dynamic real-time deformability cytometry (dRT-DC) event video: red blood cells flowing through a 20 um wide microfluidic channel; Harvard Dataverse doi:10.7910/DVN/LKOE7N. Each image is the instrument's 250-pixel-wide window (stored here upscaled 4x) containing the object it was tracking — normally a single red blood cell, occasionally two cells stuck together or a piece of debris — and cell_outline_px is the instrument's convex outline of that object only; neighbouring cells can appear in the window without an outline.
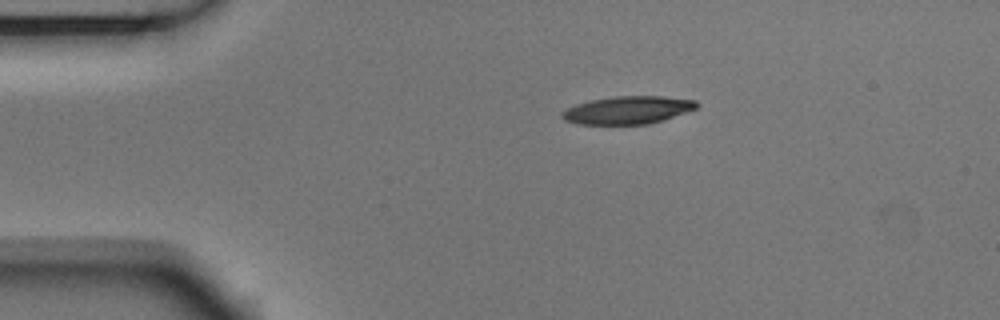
{"species": "Egyptian fruit bat (a non-hibernating species)", "species_latin": "Rousettus aegyptiacus", "temperature_condition": "room temperature", "stored_images_in_passage": 2, "camera_frame_rate_fps": 3000, "um_per_image_px": 0.085, "animal": {"sex": "male"}, "frame": {"image": 1, "passage_image": 1, "time_ms": 0.0, "image_size_px": [1000, 320], "cell_outline_px": [[700, 104], [696, 108], [664, 120], [648, 124], [576, 124], [564, 120], [560, 116], [560, 112], [576, 104], [592, 100], [616, 96], [664, 96], [696, 100]], "centroid_in_image_um": [53.36, 9.36], "position_along_channel_um": 31.6, "area_um2": 21.85}}